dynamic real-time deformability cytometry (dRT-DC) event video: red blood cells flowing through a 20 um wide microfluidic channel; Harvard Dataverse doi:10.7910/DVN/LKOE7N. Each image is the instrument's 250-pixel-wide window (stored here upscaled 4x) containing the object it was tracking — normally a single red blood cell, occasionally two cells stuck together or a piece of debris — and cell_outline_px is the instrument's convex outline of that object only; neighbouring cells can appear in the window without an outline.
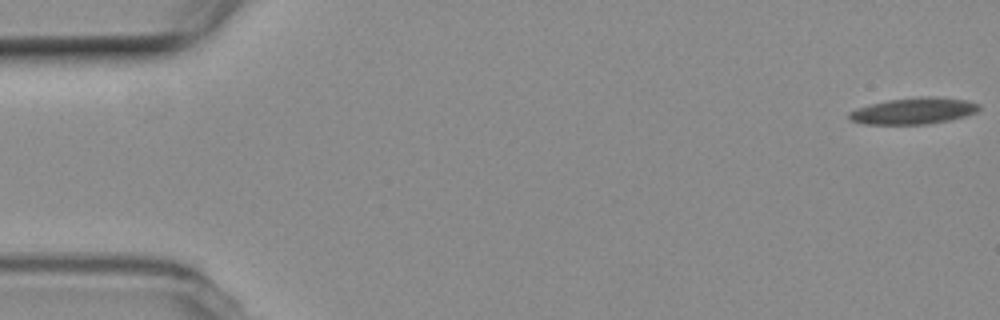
{"species": "common noctule bat (a hibernating species)", "species_latin": "Nyctalus noctula", "temperature_condition": "room temperature", "stored_images_in_passage": 57, "camera_frame_rate_fps": 3000, "um_per_image_px": 0.085, "animal": {"sex": "female", "body_mass_g": 19.3, "forearm_length_mm": 54.1}, "frame": {"image": 1, "passage_image": 1, "time_ms": 0.0, "image_size_px": [1000, 320], "cell_outline_px": [[980, 108], [976, 112], [964, 116], [948, 120], [928, 124], [864, 124], [852, 120], [848, 116], [848, 112], [856, 108], [888, 100], [920, 96], [936, 96], [964, 100], [980, 104]], "centroid_in_image_um": [77.65, 9.42], "position_along_channel_um": 7.3, "area_um2": 19.88}}
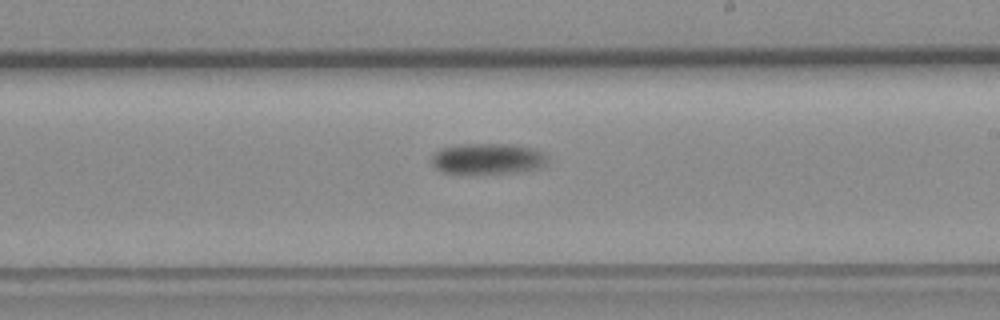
{"frame": {"image": 2, "passage_image": 33, "time_ms": 10.667, "image_size_px": [1000, 320], "cell_outline_px": [[544, 164], [540, 168], [520, 172], [472, 176], [440, 172], [428, 160], [440, 148], [464, 144], [512, 144], [532, 148], [540, 152], [544, 156]], "centroid_in_image_um": [41.35, 13.54], "position_along_channel_um": 247.7, "area_um2": 21.5}}
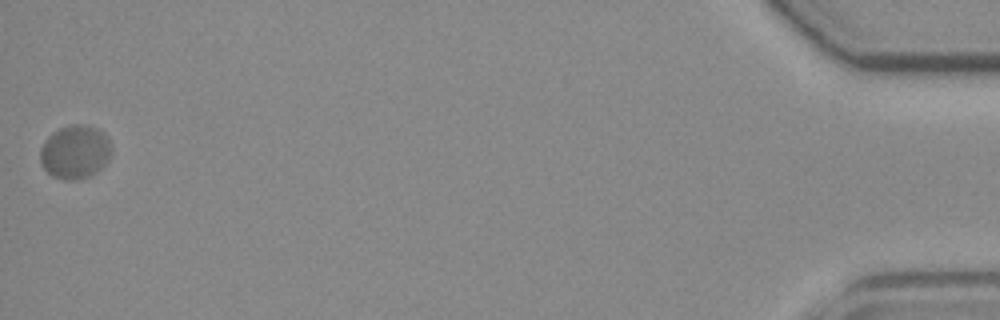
{"frame": {"image": 3, "passage_image": 57, "time_ms": 18.667, "image_size_px": [1000, 320], "cell_outline_px": [[112, 148], [108, 160], [96, 172], [88, 176], [76, 180], [64, 180], [52, 176], [40, 164], [40, 148], [44, 140], [52, 132], [60, 128], [72, 124], [84, 124], [96, 128], [104, 132], [108, 136]], "centroid_in_image_um": [6.37, 12.9], "position_along_channel_um": 428.8, "area_um2": 22.48}}